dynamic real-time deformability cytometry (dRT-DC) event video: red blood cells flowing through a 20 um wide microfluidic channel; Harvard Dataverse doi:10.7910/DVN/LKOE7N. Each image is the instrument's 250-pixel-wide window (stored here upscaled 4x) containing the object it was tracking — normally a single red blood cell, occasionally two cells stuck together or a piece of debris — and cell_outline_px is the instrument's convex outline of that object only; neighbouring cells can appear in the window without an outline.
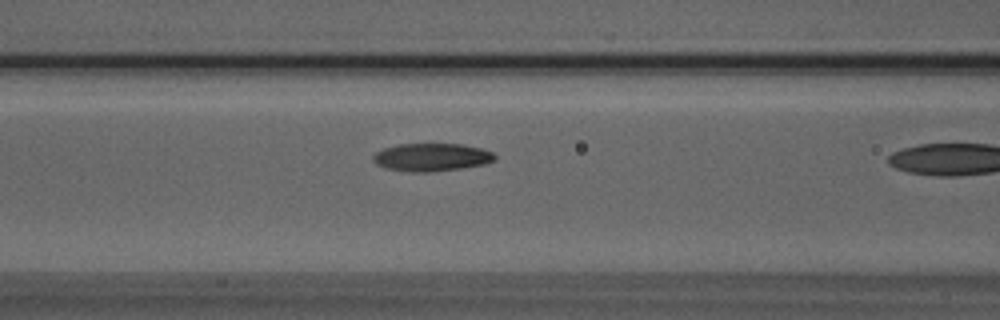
{"species": "Egyptian fruit bat (a non-hibernating species)", "species_latin": "Rousettus aegyptiacus", "temperature_condition": "room temperature", "stored_images_in_passage": 4, "camera_frame_rate_fps": 3000, "um_per_image_px": 0.085, "animal": {"sex": "male"}, "frame": {"image": 1, "passage_image": 3, "time_ms": 0.667, "image_size_px": [1000, 320], "cell_outline_px": [[496, 160], [484, 164], [460, 168], [428, 172], [412, 172], [384, 168], [376, 164], [372, 160], [372, 156], [376, 152], [384, 148], [396, 144], [464, 144], [480, 148], [492, 152], [496, 156]], "centroid_in_image_um": [36.66, 13.36], "position_along_channel_um": 129.9, "area_um2": 19.83}}